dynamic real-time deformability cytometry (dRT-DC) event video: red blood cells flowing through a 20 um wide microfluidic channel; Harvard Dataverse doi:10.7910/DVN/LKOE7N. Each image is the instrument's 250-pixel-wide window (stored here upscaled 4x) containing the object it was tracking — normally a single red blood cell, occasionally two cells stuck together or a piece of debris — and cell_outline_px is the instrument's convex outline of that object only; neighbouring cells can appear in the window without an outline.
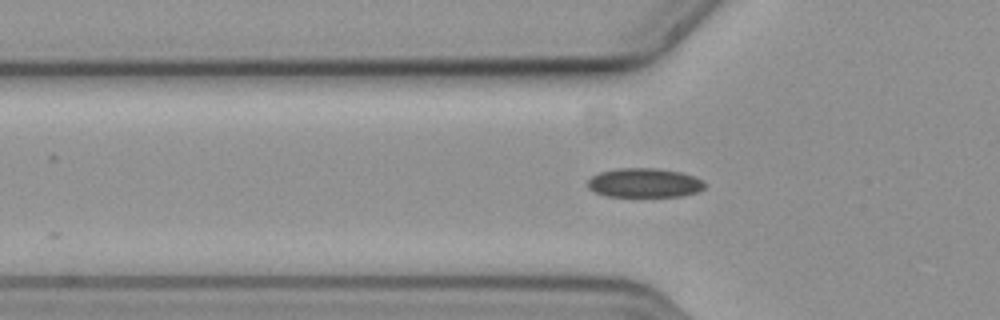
{"species": "common noctule bat (a hibernating species)", "species_latin": "Nyctalus noctula", "temperature_condition": "cold", "stored_images_in_passage": 21, "camera_frame_rate_fps": 3000, "um_per_image_px": 0.085, "animal": {"sex": "female", "body_mass_g": 19.3, "forearm_length_mm": 54.1}, "frame": {"image": 1, "passage_image": 5, "time_ms": 1.333, "image_size_px": [1000, 320], "cell_outline_px": [[704, 188], [696, 192], [684, 196], [604, 196], [588, 188], [588, 180], [592, 176], [600, 172], [620, 168], [656, 168], [680, 172], [692, 176], [700, 180], [704, 184]], "centroid_in_image_um": [54.74, 15.54], "position_along_channel_um": 71.1, "area_um2": 19.71}}
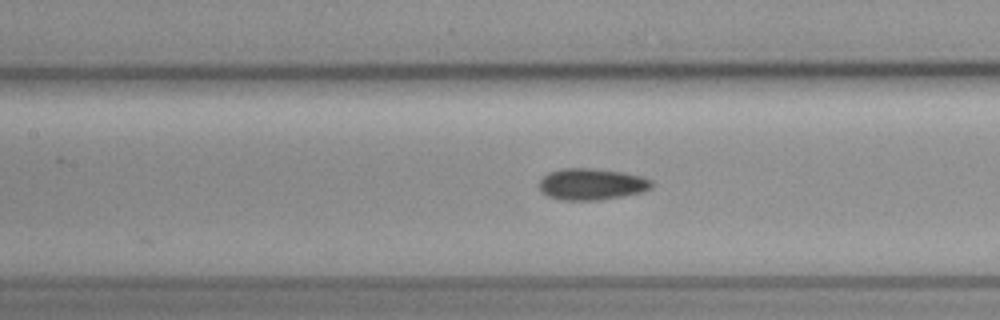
{"frame": {"image": 2, "passage_image": 12, "time_ms": 3.667, "image_size_px": [1000, 320], "cell_outline_px": [[656, 184], [652, 188], [644, 192], [624, 196], [600, 200], [560, 200], [548, 196], [540, 192], [540, 180], [548, 172], [560, 168], [596, 168], [624, 172], [644, 176], [652, 180]], "centroid_in_image_um": [50.35, 15.65], "position_along_channel_um": 157.1, "area_um2": 21.21}}
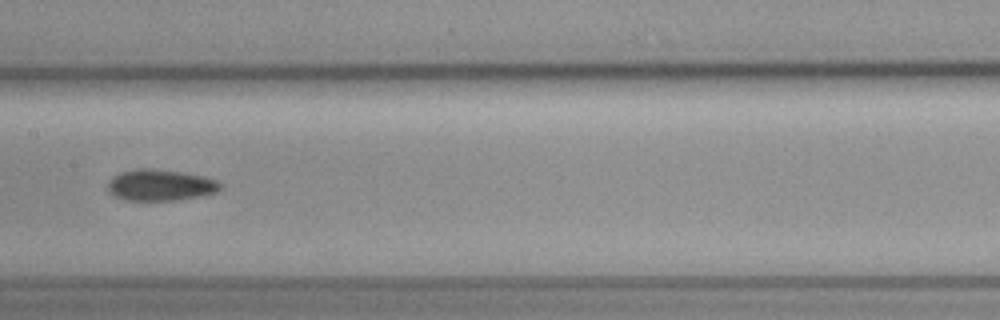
{"frame": {"image": 3, "passage_image": 15, "time_ms": 4.667, "image_size_px": [1000, 320], "cell_outline_px": [[220, 188], [216, 192], [204, 196], [180, 200], [124, 200], [112, 196], [108, 192], [108, 184], [120, 172], [140, 168], [148, 168], [180, 172], [204, 176], [216, 180], [220, 184]], "centroid_in_image_um": [13.64, 15.75], "position_along_channel_um": 193.8, "area_um2": 20.46}}